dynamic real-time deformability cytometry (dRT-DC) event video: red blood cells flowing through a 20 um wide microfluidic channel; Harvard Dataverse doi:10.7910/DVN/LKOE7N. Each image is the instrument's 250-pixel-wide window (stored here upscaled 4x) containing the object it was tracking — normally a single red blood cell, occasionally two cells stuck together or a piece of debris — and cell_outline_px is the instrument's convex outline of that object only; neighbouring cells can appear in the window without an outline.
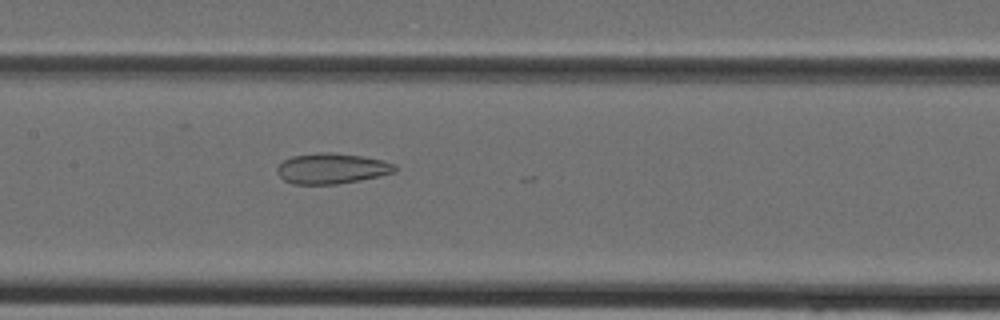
{"species": "Egyptian fruit bat (a non-hibernating species)", "species_latin": "Rousettus aegyptiacus", "temperature_condition": "cold", "stored_images_in_passage": 40, "camera_frame_rate_fps": 3000, "um_per_image_px": 0.085, "animal": {"sex": "female"}, "frame": {"image": 1, "passage_image": 19, "time_ms": 6.0, "image_size_px": [1000, 320], "cell_outline_px": [[396, 172], [360, 180], [336, 184], [292, 184], [284, 180], [276, 172], [276, 168], [284, 160], [292, 156], [320, 152], [328, 152], [360, 156], [380, 160], [396, 164]], "centroid_in_image_um": [28.17, 14.33], "position_along_channel_um": 179.2, "area_um2": 20.81}}
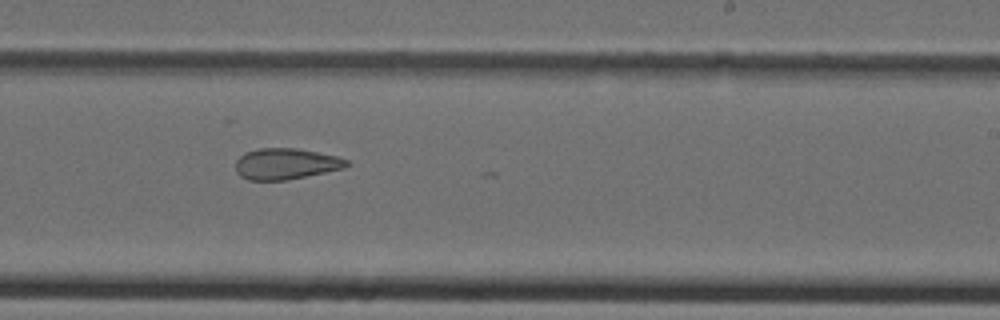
{"frame": {"image": 2, "passage_image": 24, "time_ms": 7.667, "image_size_px": [1000, 320], "cell_outline_px": [[348, 164], [344, 168], [288, 180], [248, 180], [240, 176], [236, 172], [236, 160], [240, 156], [248, 152], [260, 148], [296, 148], [336, 156], [348, 160]], "centroid_in_image_um": [24.28, 13.93], "position_along_channel_um": 264.7, "area_um2": 19.94}}
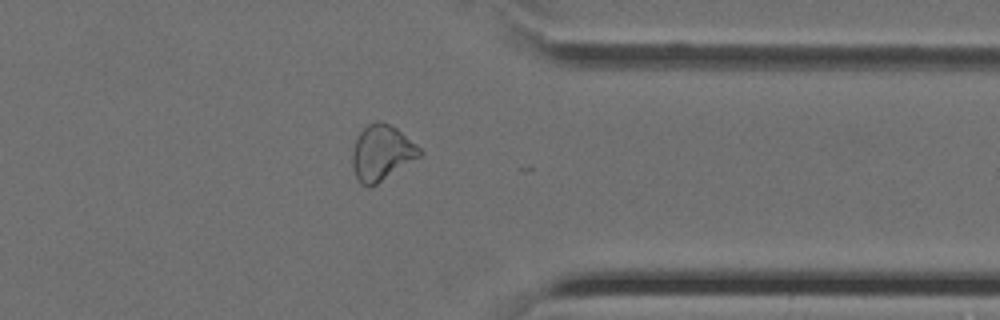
{"frame": {"image": 3, "passage_image": 31, "time_ms": 10.0, "image_size_px": [1000, 320], "cell_outline_px": [[424, 152], [420, 156], [372, 188], [368, 188], [360, 184], [352, 168], [352, 148], [360, 132], [368, 124], [376, 120], [380, 120], [396, 128], [416, 144]], "centroid_in_image_um": [32.42, 13.02], "position_along_channel_um": 379.0, "area_um2": 21.91}}